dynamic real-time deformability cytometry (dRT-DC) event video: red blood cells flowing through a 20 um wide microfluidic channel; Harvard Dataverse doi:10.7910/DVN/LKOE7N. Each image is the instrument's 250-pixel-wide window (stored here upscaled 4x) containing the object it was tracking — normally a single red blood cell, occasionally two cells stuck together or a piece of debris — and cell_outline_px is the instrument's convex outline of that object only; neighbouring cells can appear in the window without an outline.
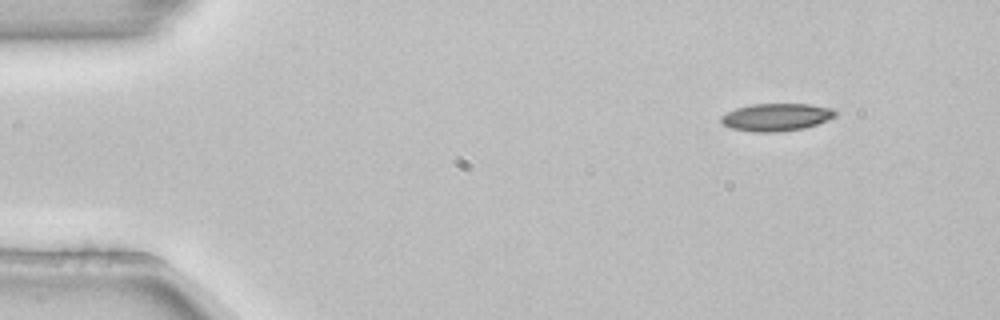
{"species": "common noctule bat (a hibernating species)", "species_latin": "Nyctalus noctula", "temperature_condition": "room temperature", "stored_images_in_passage": 5, "segment_of_instrument_passage": [1, 2], "camera_frame_rate_fps": 3000, "um_per_image_px": 0.085, "animal": {"sex": "female", "body_mass_g": 22.7, "forearm_length_mm": 54.2}, "frame": {"image": 1, "passage_image": 1, "time_ms": 0.0, "image_size_px": [1000, 320], "cell_outline_px": [[836, 116], [816, 124], [804, 128], [776, 132], [752, 132], [728, 128], [720, 120], [720, 116], [736, 108], [752, 104], [808, 104], [832, 108], [836, 112]], "centroid_in_image_um": [65.95, 9.96], "position_along_channel_um": 19.1, "area_um2": 18.32}}
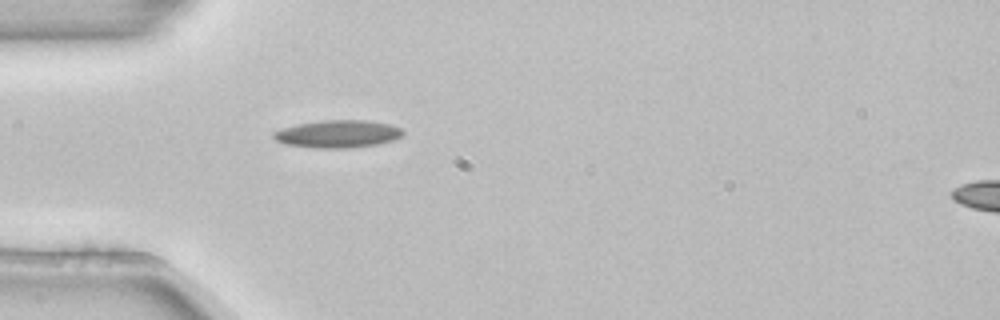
{"frame": {"image": 2, "passage_image": 4, "time_ms": 1.0, "image_size_px": [1000, 320], "cell_outline_px": [[404, 132], [400, 136], [392, 140], [376, 144], [344, 148], [316, 148], [284, 144], [276, 140], [272, 136], [272, 132], [296, 124], [320, 120], [368, 120], [388, 124], [400, 128]], "centroid_in_image_um": [28.66, 11.37], "position_along_channel_um": 56.3, "area_um2": 20.63}}